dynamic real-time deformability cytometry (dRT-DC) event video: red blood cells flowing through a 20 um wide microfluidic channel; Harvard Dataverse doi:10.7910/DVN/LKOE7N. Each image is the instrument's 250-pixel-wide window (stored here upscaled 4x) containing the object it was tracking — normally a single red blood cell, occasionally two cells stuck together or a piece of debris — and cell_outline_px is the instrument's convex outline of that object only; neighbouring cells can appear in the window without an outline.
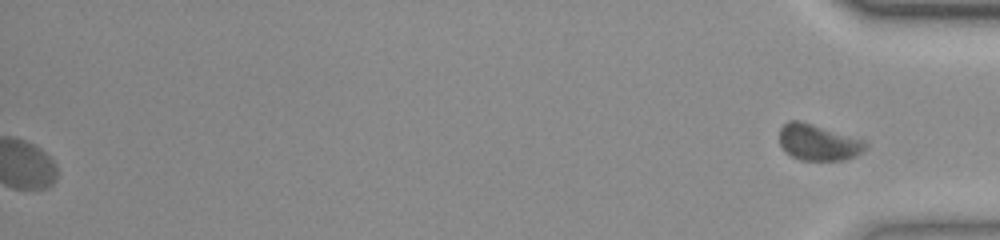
{"species": "common noctule bat (a hibernating species)", "species_latin": "Nyctalus noctula", "temperature_condition": "room temperature", "stored_images_in_passage": 43, "segment_of_instrument_passage": [2, 2], "camera_frame_rate_fps": 3000, "um_per_image_px": 0.085, "animal": {"sex": "female", "body_mass_g": 23.0, "forearm_length_mm": 53.4}, "frame": {"image": 1, "passage_image": 43, "time_ms": 14.0, "image_size_px": [1000, 240], "cell_outline_px": [[868, 144], [856, 156], [844, 160], [800, 160], [792, 156], [780, 144], [780, 128], [788, 120], [800, 120], [868, 140]], "centroid_in_image_um": [69.59, 12.08], "position_along_channel_um": 365.6, "area_um2": 18.26}}